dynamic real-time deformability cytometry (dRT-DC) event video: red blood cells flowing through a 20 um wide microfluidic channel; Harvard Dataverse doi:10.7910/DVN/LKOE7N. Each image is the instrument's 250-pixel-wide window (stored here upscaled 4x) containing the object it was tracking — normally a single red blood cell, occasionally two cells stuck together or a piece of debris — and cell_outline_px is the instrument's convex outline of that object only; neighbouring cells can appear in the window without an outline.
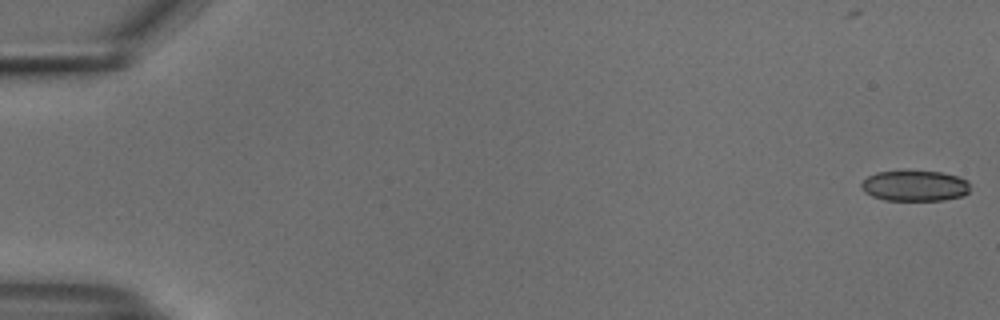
{"species": "common noctule bat (a hibernating species)", "species_latin": "Nyctalus noctula", "temperature_condition": "cold", "stored_images_in_passage": 54, "camera_frame_rate_fps": 3000, "um_per_image_px": 0.085, "animal": {"sex": "male", "body_mass_g": 18.8}, "frame": {"image": 1, "passage_image": 1, "time_ms": 0.0, "image_size_px": [1000, 320], "cell_outline_px": [[968, 192], [964, 196], [944, 200], [884, 200], [872, 196], [864, 192], [860, 184], [868, 176], [876, 172], [940, 172], [956, 176], [968, 180]], "centroid_in_image_um": [77.75, 15.81], "position_along_channel_um": 7.2, "area_um2": 19.19}}
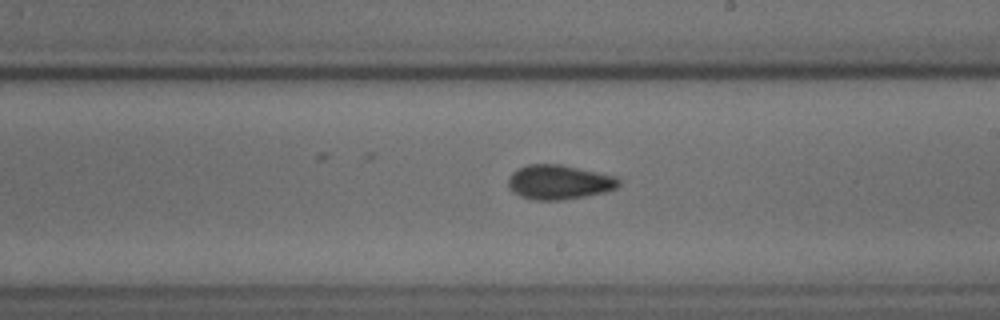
{"frame": {"image": 2, "passage_image": 32, "time_ms": 10.333, "image_size_px": [1000, 320], "cell_outline_px": [[620, 184], [616, 188], [608, 192], [560, 200], [536, 200], [520, 196], [512, 192], [508, 188], [508, 176], [512, 172], [528, 164], [560, 164], [616, 176], [620, 180]], "centroid_in_image_um": [47.51, 15.48], "position_along_channel_um": 241.5, "area_um2": 22.31}}
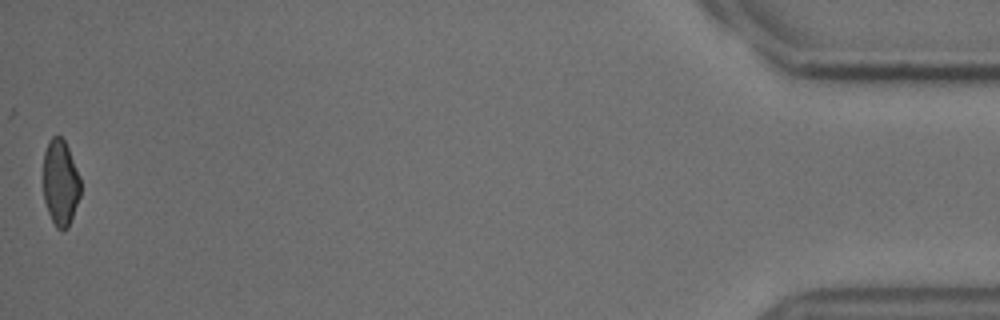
{"frame": {"image": 3, "passage_image": 54, "time_ms": 17.667, "image_size_px": [1000, 320], "cell_outline_px": [[80, 196], [68, 228], [60, 232], [56, 228], [48, 212], [44, 200], [44, 152], [48, 140], [52, 136], [60, 136], [64, 140], [68, 148], [80, 176]], "centroid_in_image_um": [5.14, 15.54], "position_along_channel_um": 430.1, "area_um2": 18.73}, "authors_computed_cell_mechanics": {"area_um2": 21.0103, "velocity_mm_per_s": 3.7724, "shape_relaxation_time_tau1_ms": null, "shape_relaxation_time_tau2_ms": 2.782, "deformation_change_tau1": null, "deformation_change_tau2": 0.0641}}